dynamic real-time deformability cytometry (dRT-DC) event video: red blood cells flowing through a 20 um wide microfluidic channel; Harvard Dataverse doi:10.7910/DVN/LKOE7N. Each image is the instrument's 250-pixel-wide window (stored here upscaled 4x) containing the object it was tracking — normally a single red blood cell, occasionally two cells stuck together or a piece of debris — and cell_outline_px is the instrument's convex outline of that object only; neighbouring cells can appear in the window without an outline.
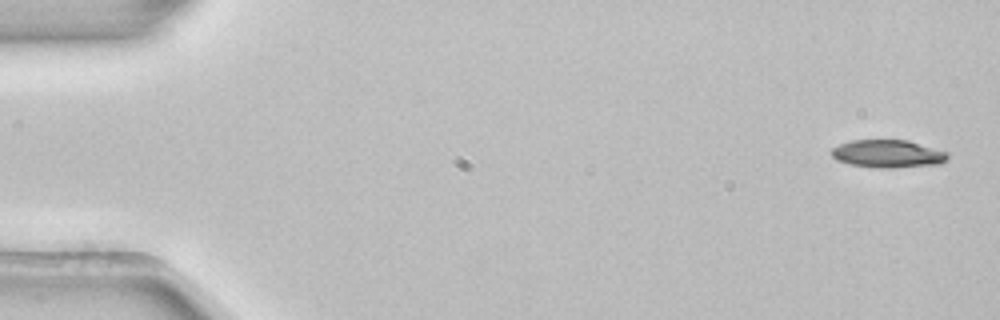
{"species": "common noctule bat (a hibernating species)", "species_latin": "Nyctalus noctula", "temperature_condition": "room temperature", "stored_images_in_passage": 7, "camera_frame_rate_fps": 3000, "um_per_image_px": 0.085, "animal": {"sex": "female", "body_mass_g": 22.7, "forearm_length_mm": 54.2}, "frame": {"image": 1, "passage_image": 1, "time_ms": 0.0, "image_size_px": [1000, 320], "cell_outline_px": [[948, 160], [940, 164], [888, 168], [876, 168], [848, 164], [836, 160], [832, 156], [832, 148], [840, 144], [852, 140], [908, 140], [948, 152]], "centroid_in_image_um": [75.47, 13.07], "position_along_channel_um": 9.5, "area_um2": 18.9}}
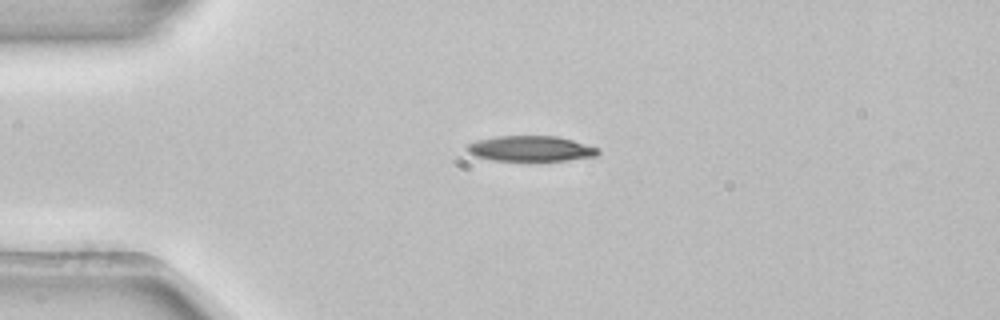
{"frame": {"image": 2, "passage_image": 4, "time_ms": 1.0, "image_size_px": [1000, 320], "cell_outline_px": [[600, 152], [596, 156], [568, 160], [492, 160], [476, 156], [468, 152], [464, 148], [468, 144], [480, 140], [496, 136], [556, 136], [572, 140], [600, 148]], "centroid_in_image_um": [45.13, 12.63], "position_along_channel_um": 39.9, "area_um2": 19.25}}